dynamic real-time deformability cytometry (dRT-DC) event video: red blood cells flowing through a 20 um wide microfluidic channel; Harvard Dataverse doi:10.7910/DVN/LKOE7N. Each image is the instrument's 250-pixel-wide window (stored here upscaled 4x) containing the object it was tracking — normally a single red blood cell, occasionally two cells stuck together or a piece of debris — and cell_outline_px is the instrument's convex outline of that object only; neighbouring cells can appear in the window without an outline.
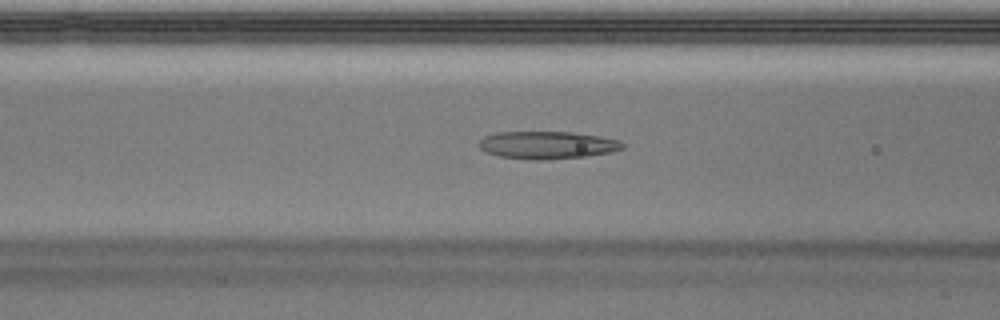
{"species": "Egyptian fruit bat (a non-hibernating species)", "species_latin": "Rousettus aegyptiacus", "temperature_condition": "warm", "stored_images_in_passage": 49, "camera_frame_rate_fps": 3000, "um_per_image_px": 0.085, "animal": {"sex": "male"}, "frame": {"image": 1, "passage_image": 19, "time_ms": 6.0, "image_size_px": [1000, 320], "cell_outline_px": [[624, 148], [612, 152], [584, 156], [548, 160], [536, 160], [500, 156], [484, 152], [476, 144], [484, 136], [496, 132], [572, 132], [600, 136], [620, 140], [624, 144]], "centroid_in_image_um": [46.5, 12.32], "position_along_channel_um": 120.1, "area_um2": 23.24}}
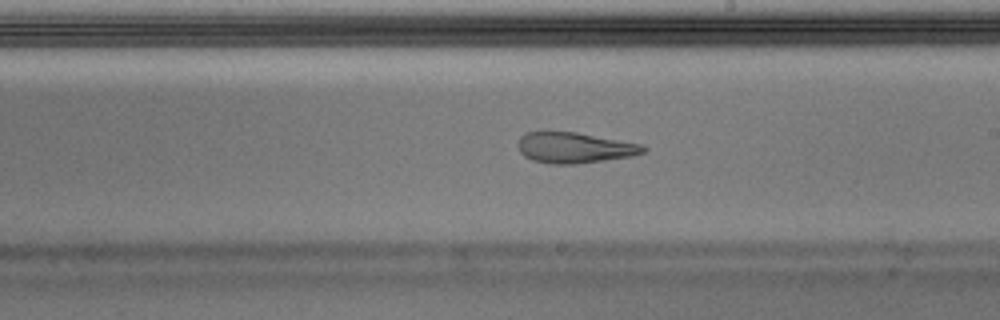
{"frame": {"image": 2, "passage_image": 28, "time_ms": 9.0, "image_size_px": [1000, 320], "cell_outline_px": [[648, 148], [644, 152], [632, 156], [576, 164], [552, 164], [532, 160], [524, 156], [520, 152], [520, 136], [528, 132], [576, 132], [640, 144]], "centroid_in_image_um": [48.84, 12.56], "position_along_channel_um": 240.2, "area_um2": 22.08}}
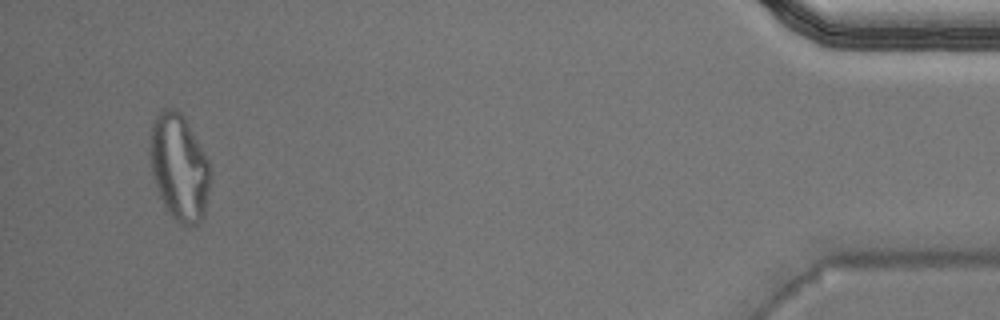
{"frame": {"image": 3, "passage_image": 47, "time_ms": 15.333, "image_size_px": [1000, 320], "cell_outline_px": [[212, 176], [204, 216], [196, 224], [180, 224], [172, 216], [164, 204], [160, 196], [152, 172], [148, 148], [152, 124], [160, 108], [176, 108], [184, 116], [204, 152], [208, 160]], "centroid_in_image_um": [15.23, 14.18], "position_along_channel_um": 420.0, "area_um2": 37.51}, "authors_computed_cell_mechanics": {"area_um2": 24.2182, "velocity_mm_per_s": 3.9975, "shape_relaxation_time_tau1_ms": null, "shape_relaxation_time_tau2_ms": 3.1447, "deformation_change_tau1": null, "deformation_change_tau2": 0.1301}}